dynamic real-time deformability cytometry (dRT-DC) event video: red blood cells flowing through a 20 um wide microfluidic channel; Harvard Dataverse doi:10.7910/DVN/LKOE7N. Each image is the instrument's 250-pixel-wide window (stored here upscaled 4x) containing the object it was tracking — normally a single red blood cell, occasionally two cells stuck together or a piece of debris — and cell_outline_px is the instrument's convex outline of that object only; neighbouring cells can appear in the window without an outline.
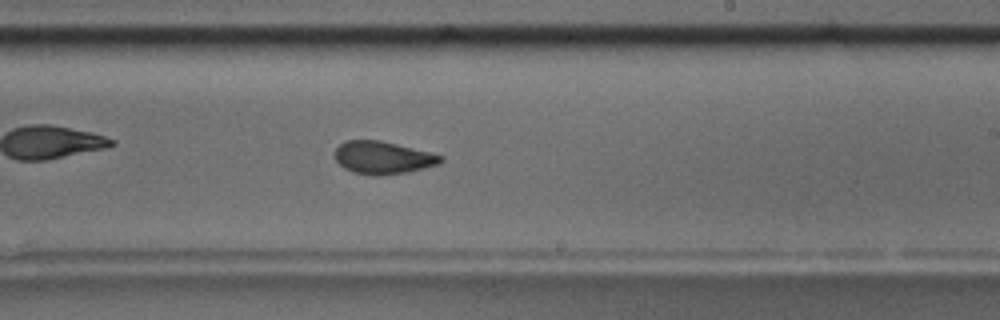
{"species": "common noctule bat (a hibernating species)", "species_latin": "Nyctalus noctula", "temperature_condition": "room temperature", "stored_images_in_passage": 47, "camera_frame_rate_fps": 3000, "um_per_image_px": 0.085, "animal": {"sex": "male", "body_mass_g": 17.5, "forearm_length_mm": 52.3}, "frame": {"image": 1, "passage_image": 34, "time_ms": 11.0, "image_size_px": [1000, 320], "cell_outline_px": [[444, 160], [440, 164], [408, 172], [380, 176], [376, 176], [352, 172], [344, 168], [336, 160], [336, 148], [340, 144], [348, 140], [380, 140], [444, 156]], "centroid_in_image_um": [32.56, 13.41], "position_along_channel_um": 256.4, "area_um2": 20.06}}